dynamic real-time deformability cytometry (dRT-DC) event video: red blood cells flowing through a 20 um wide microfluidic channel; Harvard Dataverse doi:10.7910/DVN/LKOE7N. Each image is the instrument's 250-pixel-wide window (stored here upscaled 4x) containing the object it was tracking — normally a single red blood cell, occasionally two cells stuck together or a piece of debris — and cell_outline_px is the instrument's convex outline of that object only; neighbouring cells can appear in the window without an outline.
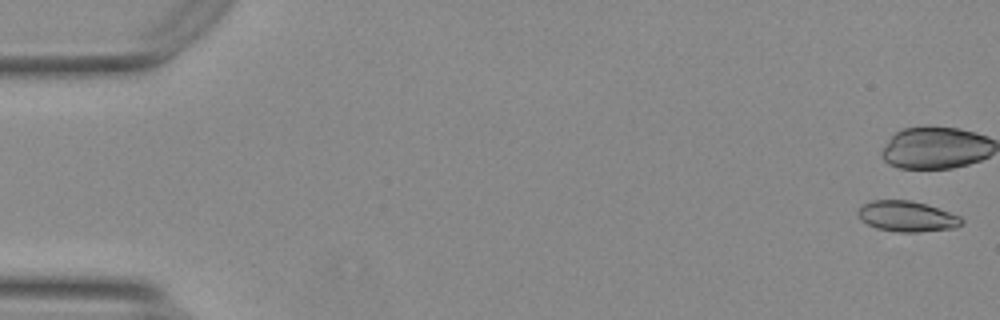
{"species": "Egyptian fruit bat (a non-hibernating species)", "species_latin": "Rousettus aegyptiacus", "temperature_condition": "warm", "stored_images_in_passage": 43, "camera_frame_rate_fps": 3000, "um_per_image_px": 0.085, "animal": {"sex": "female"}, "frame": {"image": 1, "passage_image": 1, "time_ms": 0.0, "image_size_px": [1000, 320], "cell_outline_px": [[964, 220], [956, 228], [916, 232], [896, 232], [876, 228], [860, 220], [856, 212], [864, 204], [872, 200], [908, 200], [924, 204], [960, 216]], "centroid_in_image_um": [77.06, 18.4], "position_along_channel_um": 7.9, "area_um2": 18.32}, "authors_computed_cell_mechanics": {"area_um2": 19.1318, "velocity_mm_per_s": 3.7216, "shape_relaxation_time_tau1_ms": null, "shape_relaxation_time_tau2_ms": 1.7565, "deformation_change_tau1": null, "deformation_change_tau2": 0.0706}}